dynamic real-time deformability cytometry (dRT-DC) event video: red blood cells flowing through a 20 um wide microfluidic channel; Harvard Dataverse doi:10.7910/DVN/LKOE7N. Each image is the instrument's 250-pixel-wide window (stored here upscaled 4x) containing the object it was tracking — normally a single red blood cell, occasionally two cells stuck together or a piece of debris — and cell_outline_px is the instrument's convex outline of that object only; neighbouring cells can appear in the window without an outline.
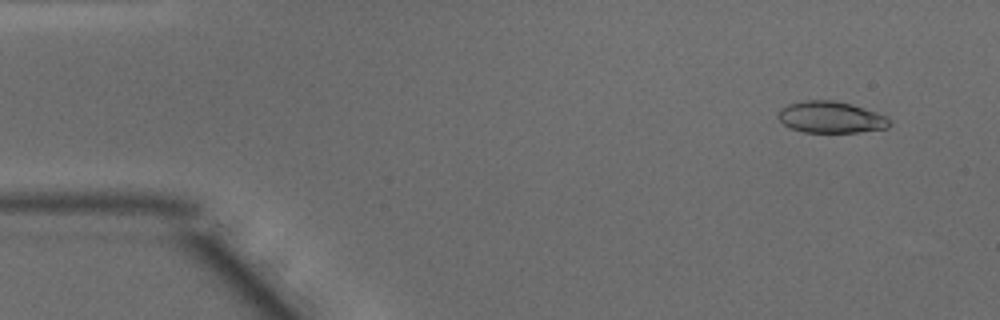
{"species": "common noctule bat (a hibernating species)", "species_latin": "Nyctalus noctula", "temperature_condition": "warm", "stored_images_in_passage": 49, "camera_frame_rate_fps": 3000, "um_per_image_px": 0.085, "animal": {"sex": "male", "body_mass_g": 15.6}, "frame": {"image": 1, "passage_image": 4, "time_ms": 1.0, "image_size_px": [1000, 320], "cell_outline_px": [[892, 124], [888, 128], [856, 132], [804, 132], [788, 128], [776, 116], [780, 108], [788, 104], [804, 100], [832, 100], [852, 104], [888, 116], [892, 120]], "centroid_in_image_um": [70.63, 9.96], "position_along_channel_um": 14.4, "area_um2": 20.75}}
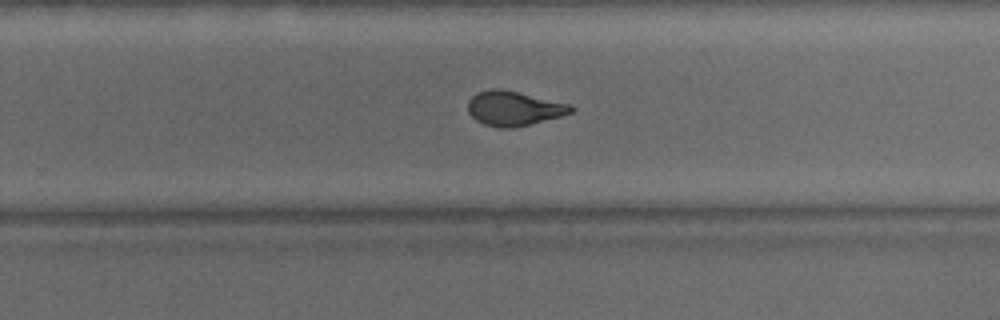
{"frame": {"image": 2, "passage_image": 31, "time_ms": 10.0, "image_size_px": [1000, 320], "cell_outline_px": [[576, 108], [572, 112], [560, 116], [512, 128], [500, 128], [484, 124], [476, 120], [468, 112], [468, 100], [476, 92], [492, 88], [500, 88], [568, 104]], "centroid_in_image_um": [43.62, 9.21], "position_along_channel_um": 286.2, "area_um2": 20.46}}
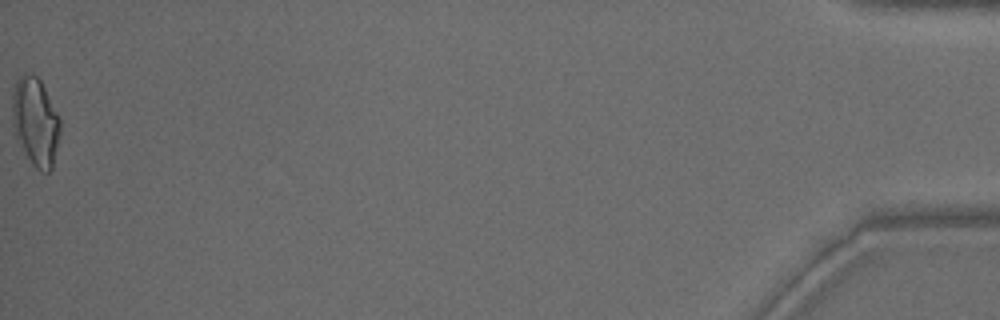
{"frame": {"image": 3, "passage_image": 49, "time_ms": 16.0, "image_size_px": [1000, 320], "cell_outline_px": [[60, 132], [52, 168], [48, 172], [40, 172], [32, 164], [24, 152], [16, 136], [12, 124], [12, 96], [16, 80], [24, 72], [36, 76], [40, 80], [60, 116]], "centroid_in_image_um": [3.01, 10.34], "position_along_channel_um": 432.2, "area_um2": 24.68}, "authors_computed_cell_mechanics": {"area_um2": 21.097, "velocity_mm_per_s": 4.1404, "shape_relaxation_time_tau1_ms": 4.6833, "shape_relaxation_time_tau2_ms": 1.1984, "deformation_change_tau1": 0.1783, "deformation_change_tau2": 0.076}}